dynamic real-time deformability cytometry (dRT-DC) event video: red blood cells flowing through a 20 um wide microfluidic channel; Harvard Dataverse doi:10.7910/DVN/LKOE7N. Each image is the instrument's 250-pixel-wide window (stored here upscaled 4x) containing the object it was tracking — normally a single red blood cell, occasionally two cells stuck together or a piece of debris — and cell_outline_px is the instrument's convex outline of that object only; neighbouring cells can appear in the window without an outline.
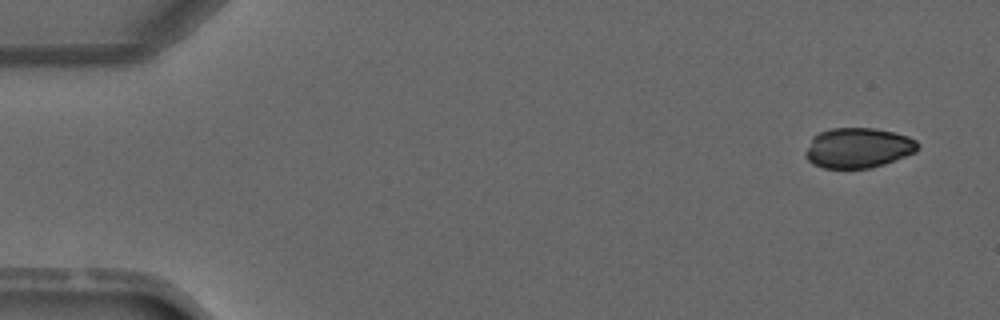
{"species": "common noctule bat (a hibernating species)", "species_latin": "Nyctalus noctula", "temperature_condition": "warm", "stored_images_in_passage": 3, "camera_frame_rate_fps": 3000, "um_per_image_px": 0.085, "animal": {"sex": "male", "forearm_length_mm": 52.5}, "frame": {"image": 1, "passage_image": 1, "time_ms": 0.0, "image_size_px": [1000, 320], "cell_outline_px": [[920, 148], [916, 152], [884, 164], [872, 168], [824, 168], [812, 164], [804, 156], [804, 152], [812, 136], [820, 132], [832, 128], [876, 128], [908, 136], [916, 140], [920, 144]], "centroid_in_image_um": [72.93, 12.57], "position_along_channel_um": 12.1, "area_um2": 26.53}}